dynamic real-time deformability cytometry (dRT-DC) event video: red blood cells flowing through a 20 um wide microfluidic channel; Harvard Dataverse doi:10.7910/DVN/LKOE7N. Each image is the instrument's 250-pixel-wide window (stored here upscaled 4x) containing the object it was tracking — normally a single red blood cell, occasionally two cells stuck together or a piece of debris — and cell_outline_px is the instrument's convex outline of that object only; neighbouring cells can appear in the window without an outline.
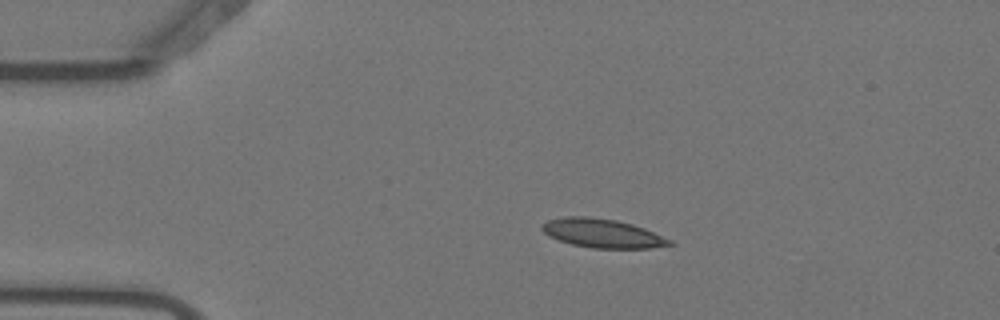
{"species": "Egyptian fruit bat (a non-hibernating species)", "species_latin": "Rousettus aegyptiacus", "temperature_condition": "warm", "stored_images_in_passage": 48, "camera_frame_rate_fps": 3000, "um_per_image_px": 0.085, "animal": {"sex": "female"}, "frame": {"image": 1, "passage_image": 10, "time_ms": 3.0, "image_size_px": [1000, 320], "cell_outline_px": [[676, 244], [648, 248], [592, 248], [572, 244], [548, 236], [540, 228], [548, 220], [564, 216], [588, 216], [616, 220], [632, 224], [644, 228], [672, 240]], "centroid_in_image_um": [51.21, 19.82], "position_along_channel_um": 33.8, "area_um2": 21.39}}
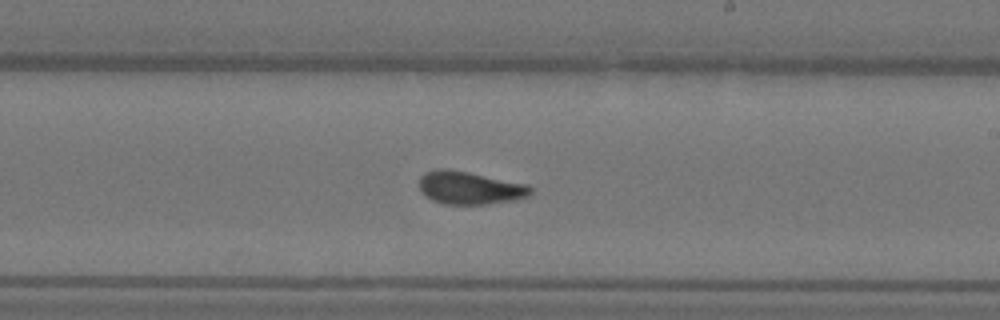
{"frame": {"image": 2, "passage_image": 31, "time_ms": 10.0, "image_size_px": [1000, 320], "cell_outline_px": [[532, 192], [528, 196], [512, 200], [488, 204], [444, 204], [432, 200], [420, 192], [420, 176], [424, 172], [436, 168], [448, 168], [528, 184], [532, 188]], "centroid_in_image_um": [39.9, 15.95], "position_along_channel_um": 249.1, "area_um2": 21.44}}
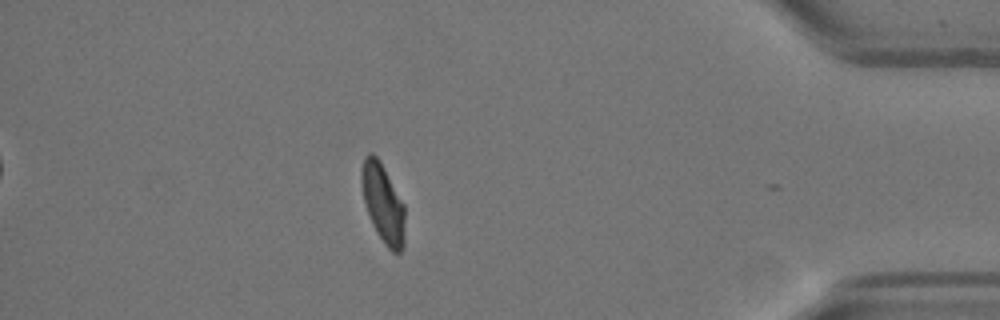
{"frame": {"image": 3, "passage_image": 47, "time_ms": 15.333, "image_size_px": [1000, 320], "cell_outline_px": [[404, 244], [400, 252], [392, 252], [388, 248], [372, 224], [364, 200], [360, 180], [360, 168], [364, 156], [368, 152], [372, 152], [380, 160], [404, 204]], "centroid_in_image_um": [32.53, 17.21], "position_along_channel_um": 402.7, "area_um2": 19.88}, "authors_computed_cell_mechanics": {"area_um2": 20.7502, "velocity_mm_per_s": 3.6856, "shape_relaxation_time_tau1_ms": 7.5743, "shape_relaxation_time_tau2_ms": 1.3317, "deformation_change_tau1": 0.2177, "deformation_change_tau2": 0.0678}}